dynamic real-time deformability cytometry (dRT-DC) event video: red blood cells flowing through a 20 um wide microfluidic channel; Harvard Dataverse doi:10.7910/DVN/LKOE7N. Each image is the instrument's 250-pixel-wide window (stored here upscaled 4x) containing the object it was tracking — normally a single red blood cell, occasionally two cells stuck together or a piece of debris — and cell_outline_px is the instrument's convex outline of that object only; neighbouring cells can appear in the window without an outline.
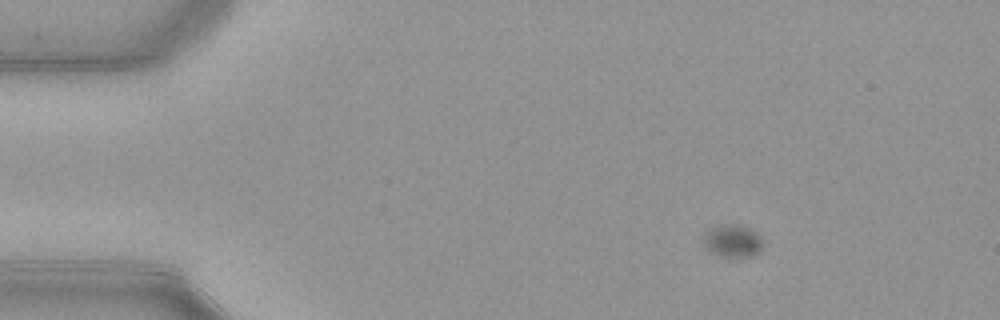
{"species": "common noctule bat (a hibernating species)", "species_latin": "Nyctalus noctula", "temperature_condition": "warm", "stored_images_in_passage": 58, "segment_of_instrument_passage": [1, 2], "camera_frame_rate_fps": 3000, "um_per_image_px": 0.085, "animal": {"sex": "female", "body_mass_g": 21.9}, "frame": {"image": 1, "passage_image": 10, "time_ms": 3.0, "image_size_px": [1000, 320], "cell_outline_px": [[764, 244], [760, 252], [756, 256], [720, 256], [712, 252], [704, 244], [704, 236], [708, 228], [724, 224], [740, 224], [752, 228], [764, 240]], "centroid_in_image_um": [62.34, 20.45], "position_along_channel_um": 22.7, "area_um2": 11.5}}
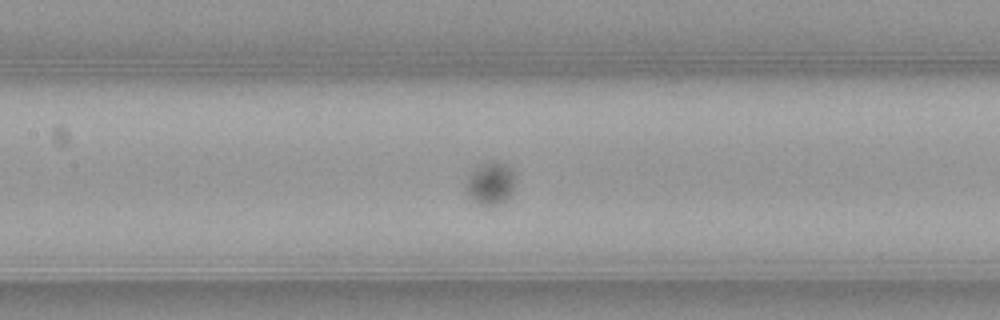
{"frame": {"image": 2, "passage_image": 28, "time_ms": 9.0, "image_size_px": [1000, 320], "cell_outline_px": [[516, 176], [512, 192], [508, 200], [492, 208], [488, 208], [476, 204], [468, 196], [468, 176], [472, 168], [480, 164], [492, 160], [496, 160], [512, 168], [516, 172]], "centroid_in_image_um": [41.73, 15.61], "position_along_channel_um": 165.7, "area_um2": 12.89}}
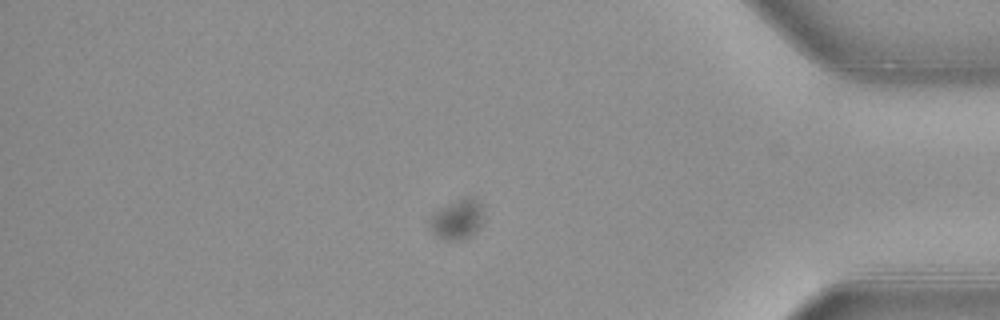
{"frame": {"image": 3, "passage_image": 49, "time_ms": 16.0, "image_size_px": [1000, 320], "cell_outline_px": [[484, 204], [480, 228], [468, 236], [456, 240], [444, 240], [436, 236], [432, 232], [428, 220], [428, 216], [440, 208], [448, 204], [460, 200], [476, 200]], "centroid_in_image_um": [38.82, 18.68], "position_along_channel_um": 396.4, "area_um2": 12.25}}